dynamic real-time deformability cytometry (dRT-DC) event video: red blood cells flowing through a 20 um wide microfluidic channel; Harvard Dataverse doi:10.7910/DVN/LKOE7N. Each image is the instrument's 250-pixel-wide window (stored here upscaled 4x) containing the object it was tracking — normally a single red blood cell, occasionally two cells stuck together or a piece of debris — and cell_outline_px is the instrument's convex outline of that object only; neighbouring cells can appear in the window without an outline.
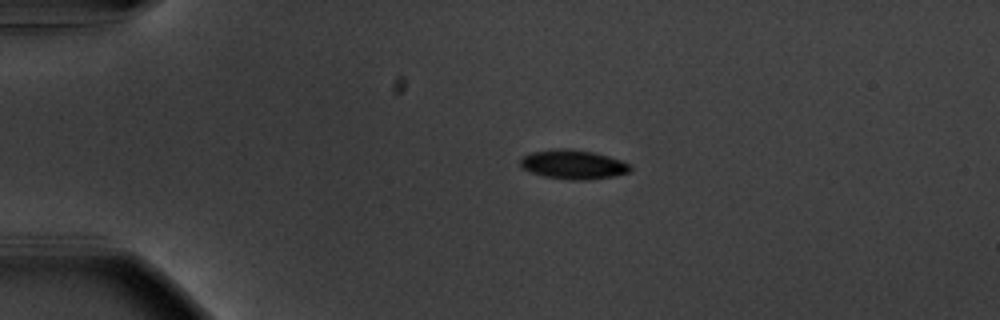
{"species": "common noctule bat (a hibernating species)", "species_latin": "Nyctalus noctula", "temperature_condition": "warm", "stored_images_in_passage": 44, "camera_frame_rate_fps": 3000, "um_per_image_px": 0.085, "animal": {"sex": "male", "body_mass_g": 20.1, "forearm_length_mm": 53.5}, "frame": {"image": 1, "passage_image": 1, "time_ms": 0.0, "image_size_px": [1000, 320], "cell_outline_px": [[632, 172], [612, 176], [584, 180], [572, 180], [544, 176], [532, 172], [524, 168], [520, 164], [520, 160], [524, 156], [532, 152], [556, 148], [572, 148], [596, 152], [632, 164]], "centroid_in_image_um": [48.78, 13.96], "position_along_channel_um": 36.2, "area_um2": 18.79}}
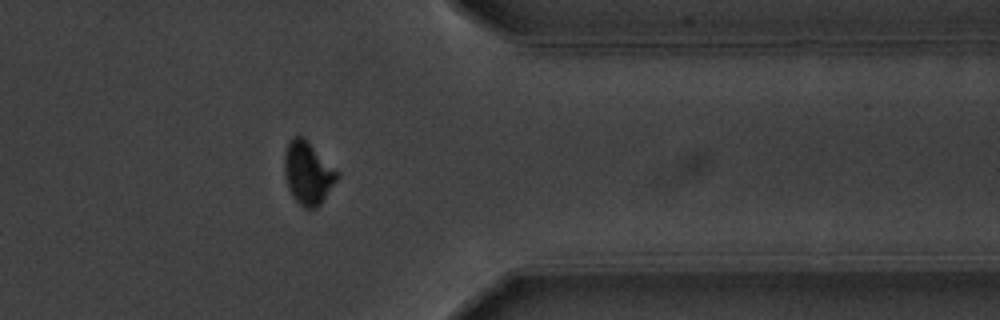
{"frame": {"image": 2, "passage_image": 34, "time_ms": 11.0, "image_size_px": [1000, 320], "cell_outline_px": [[340, 176], [320, 204], [316, 208], [304, 208], [292, 196], [288, 188], [284, 176], [284, 152], [292, 136], [304, 136], [340, 172]], "centroid_in_image_um": [26.18, 14.67], "position_along_channel_um": 385.2, "area_um2": 19.59}}
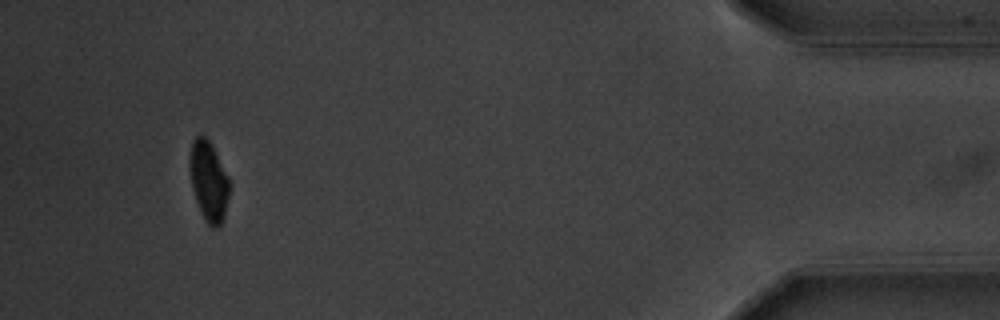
{"frame": {"image": 3, "passage_image": 41, "time_ms": 13.333, "image_size_px": [1000, 320], "cell_outline_px": [[232, 184], [224, 216], [220, 224], [216, 228], [212, 228], [208, 224], [200, 212], [192, 188], [188, 164], [188, 160], [192, 140], [196, 136], [204, 136], [212, 144]], "centroid_in_image_um": [17.74, 15.38], "position_along_channel_um": 417.5, "area_um2": 18.84}, "authors_computed_cell_mechanics": {"area_um2": 18.9584, "velocity_mm_per_s": 3.6665, "shape_relaxation_time_tau1_ms": 2.8457, "shape_relaxation_time_tau2_ms": 3.7217, "deformation_change_tau1": 0.1192, "deformation_change_tau2": 0.0575}}